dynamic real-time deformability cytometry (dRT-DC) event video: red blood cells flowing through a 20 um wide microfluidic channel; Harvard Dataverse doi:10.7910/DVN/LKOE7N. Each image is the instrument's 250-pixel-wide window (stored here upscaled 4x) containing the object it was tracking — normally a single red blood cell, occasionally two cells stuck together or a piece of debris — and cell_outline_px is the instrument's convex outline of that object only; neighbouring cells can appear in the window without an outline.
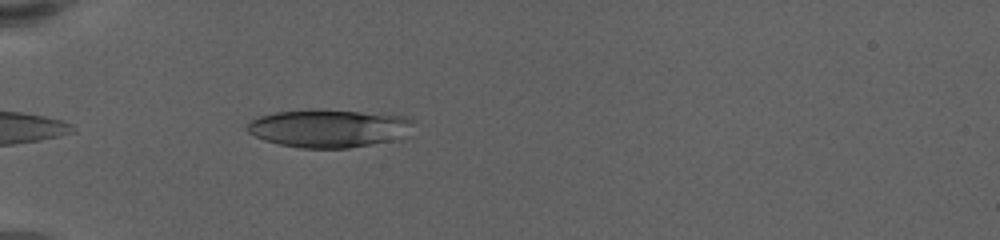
{"species": "human", "species_latin": "Homo sapiens", "temperature_condition": "warm", "stored_images_in_passage": 40, "camera_frame_rate_fps": 3000, "um_per_image_px": 0.085, "donor": {"sex": "female"}, "frame": {"image": 1, "passage_image": 2, "time_ms": 0.333, "image_size_px": [1000, 240], "cell_outline_px": [[412, 124], [392, 140], [348, 148], [300, 148], [280, 144], [264, 140], [248, 132], [244, 128], [252, 120], [260, 116], [276, 112], [360, 112], [404, 116], [412, 120]], "centroid_in_image_um": [27.85, 10.94], "position_along_channel_um": 57.2, "area_um2": 34.97}}
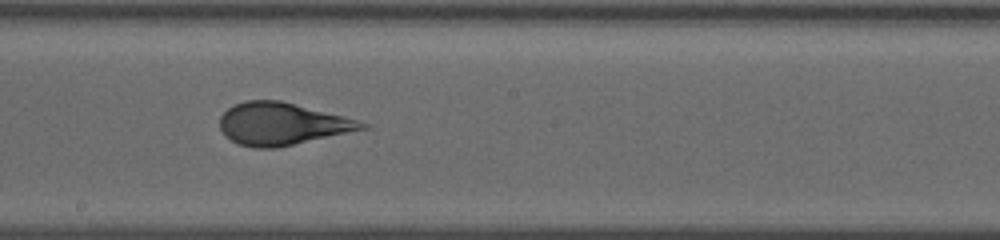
{"frame": {"image": 2, "passage_image": 18, "time_ms": 5.667, "image_size_px": [1000, 240], "cell_outline_px": [[368, 128], [276, 148], [256, 148], [240, 144], [224, 136], [220, 128], [220, 116], [228, 108], [244, 100], [280, 100], [344, 116], [368, 124]], "centroid_in_image_um": [23.93, 10.52], "position_along_channel_um": 224.3, "area_um2": 34.74}}
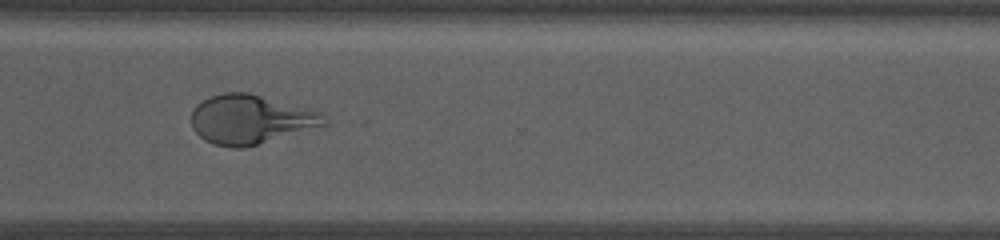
{"frame": {"image": 3, "passage_image": 29, "time_ms": 9.333, "image_size_px": [1000, 240], "cell_outline_px": [[328, 124], [244, 148], [232, 148], [212, 144], [204, 140], [192, 128], [192, 108], [196, 104], [212, 96], [224, 92], [248, 92], [324, 112], [328, 120]], "centroid_in_image_um": [21.31, 10.15], "position_along_channel_um": 349.3, "area_um2": 38.21}, "authors_computed_cell_mechanics": {"area_um2": 35.6626, "velocity_mm_per_s": 3.4144, "shape_relaxation_time_tau1_ms": 4.5694, "shape_relaxation_time_tau2_ms": 0.9373, "deformation_change_tau1": 0.2196, "deformation_change_tau2": 0.0763}}